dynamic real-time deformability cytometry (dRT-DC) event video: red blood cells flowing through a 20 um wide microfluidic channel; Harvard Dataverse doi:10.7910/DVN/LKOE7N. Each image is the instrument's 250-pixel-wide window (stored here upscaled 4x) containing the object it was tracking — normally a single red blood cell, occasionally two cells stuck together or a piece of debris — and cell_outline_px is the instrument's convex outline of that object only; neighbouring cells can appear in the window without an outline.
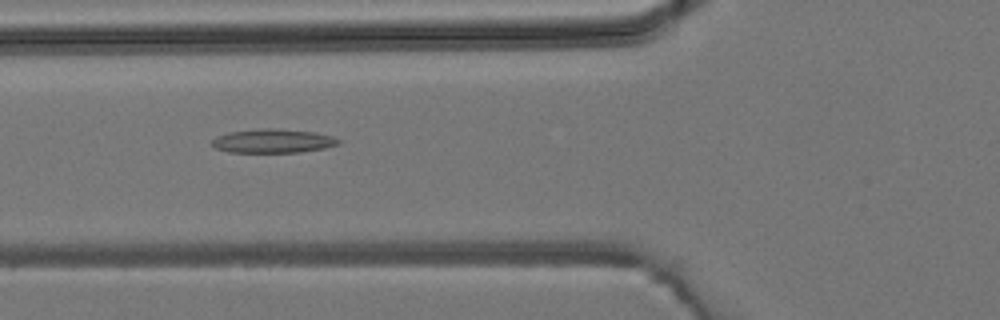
{"species": "common noctule bat (a hibernating species)", "species_latin": "Nyctalus noctula", "temperature_condition": "room temperature", "stored_images_in_passage": 5, "camera_frame_rate_fps": 3000, "um_per_image_px": 0.085, "animal": {"sex": "male", "body_mass_g": 19.2, "forearm_length_mm": 51.8}, "frame": {"image": 1, "passage_image": 5, "time_ms": 4.667, "image_size_px": [1000, 320], "cell_outline_px": [[340, 144], [324, 148], [300, 152], [228, 152], [216, 148], [212, 144], [212, 140], [216, 136], [228, 132], [264, 128], [272, 128], [316, 132], [332, 136], [340, 140]], "centroid_in_image_um": [23.21, 11.98], "position_along_channel_um": 102.6, "area_um2": 17.57}}